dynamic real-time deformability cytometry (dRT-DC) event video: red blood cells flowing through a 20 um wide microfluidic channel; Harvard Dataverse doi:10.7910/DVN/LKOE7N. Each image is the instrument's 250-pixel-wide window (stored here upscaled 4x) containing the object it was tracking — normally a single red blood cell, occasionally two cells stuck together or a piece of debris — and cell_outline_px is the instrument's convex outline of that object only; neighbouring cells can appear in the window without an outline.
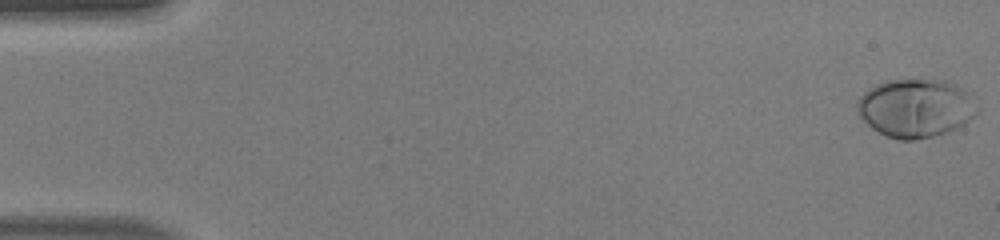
{"species": "human", "species_latin": "Homo sapiens", "temperature_condition": "warm", "stored_images_in_passage": 50, "camera_frame_rate_fps": 3000, "um_per_image_px": 0.085, "donor": {"sex": "male"}, "frame": {"image": 1, "passage_image": 1, "time_ms": 0.0, "image_size_px": [1000, 240], "cell_outline_px": [[980, 112], [964, 124], [956, 128], [932, 136], [912, 140], [900, 140], [884, 136], [872, 128], [860, 116], [856, 108], [856, 104], [860, 96], [864, 92], [888, 80], [948, 80], [956, 84], [964, 92]], "centroid_in_image_um": [77.8, 9.2], "position_along_channel_um": 7.2, "area_um2": 40.29}}
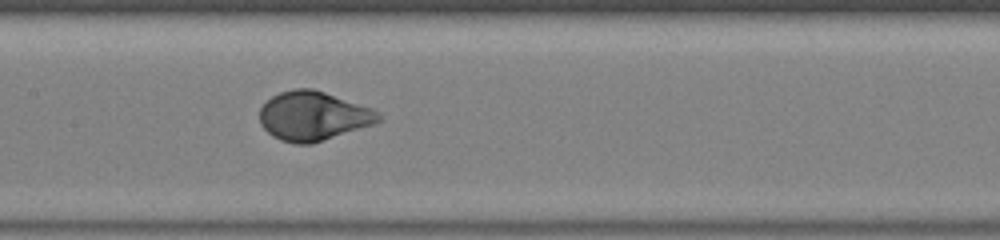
{"frame": {"image": 2, "passage_image": 25, "time_ms": 8.0, "image_size_px": [1000, 240], "cell_outline_px": [[380, 120], [376, 124], [312, 144], [292, 144], [280, 140], [272, 136], [260, 124], [260, 108], [272, 96], [280, 92], [296, 88], [312, 88], [372, 108], [380, 116]], "centroid_in_image_um": [26.61, 9.88], "position_along_channel_um": 180.8, "area_um2": 34.04}}
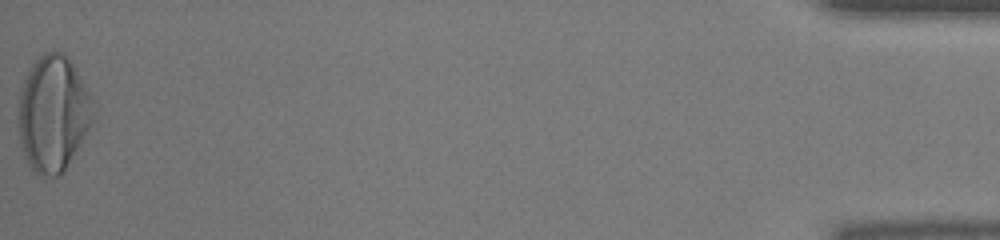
{"frame": {"image": 3, "passage_image": 50, "time_ms": 16.333, "image_size_px": [1000, 240], "cell_outline_px": [[96, 100], [92, 120], [88, 128], [64, 172], [60, 176], [48, 176], [36, 172], [28, 164], [20, 144], [16, 120], [20, 88], [32, 64], [44, 52], [64, 52], [76, 68]], "centroid_in_image_um": [4.51, 9.62], "position_along_channel_um": 430.7, "area_um2": 51.1}, "authors_computed_cell_mechanics": {"area_um2": 34.8534, "velocity_mm_per_s": 4.1783, "shape_relaxation_time_tau1_ms": 3.7222, "shape_relaxation_time_tau2_ms": null, "deformation_change_tau1": 0.2221, "deformation_change_tau2": null}}